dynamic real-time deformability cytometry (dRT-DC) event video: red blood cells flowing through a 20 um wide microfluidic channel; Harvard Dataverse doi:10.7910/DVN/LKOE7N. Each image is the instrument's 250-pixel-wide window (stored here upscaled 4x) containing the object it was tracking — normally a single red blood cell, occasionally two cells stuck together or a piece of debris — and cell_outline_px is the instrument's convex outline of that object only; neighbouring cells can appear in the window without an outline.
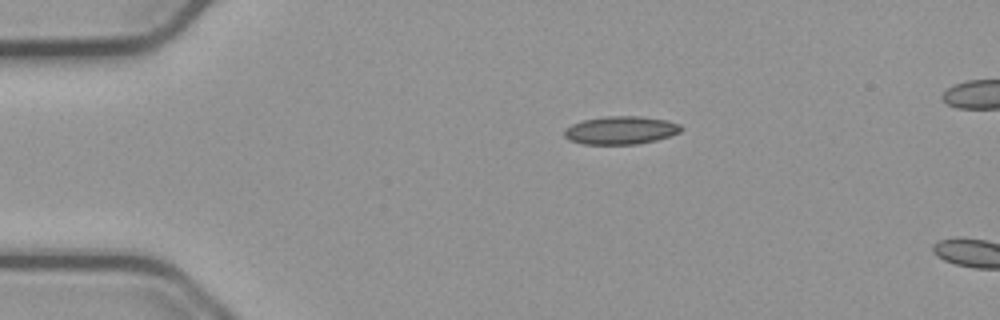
{"species": "common noctule bat (a hibernating species)", "species_latin": "Nyctalus noctula", "temperature_condition": "cold", "stored_images_in_passage": 4, "camera_frame_rate_fps": 3000, "um_per_image_px": 0.085, "animal": {"sex": "male", "body_mass_g": 23.1, "forearm_length_mm": 52.7}, "frame": {"image": 1, "passage_image": 1, "time_ms": 0.0, "image_size_px": [1000, 320], "cell_outline_px": [[684, 128], [680, 132], [656, 140], [636, 144], [584, 144], [568, 140], [564, 136], [564, 128], [572, 124], [584, 120], [608, 116], [640, 116], [668, 120], [680, 124]], "centroid_in_image_um": [52.76, 11.07], "position_along_channel_um": 32.2, "area_um2": 19.13}}